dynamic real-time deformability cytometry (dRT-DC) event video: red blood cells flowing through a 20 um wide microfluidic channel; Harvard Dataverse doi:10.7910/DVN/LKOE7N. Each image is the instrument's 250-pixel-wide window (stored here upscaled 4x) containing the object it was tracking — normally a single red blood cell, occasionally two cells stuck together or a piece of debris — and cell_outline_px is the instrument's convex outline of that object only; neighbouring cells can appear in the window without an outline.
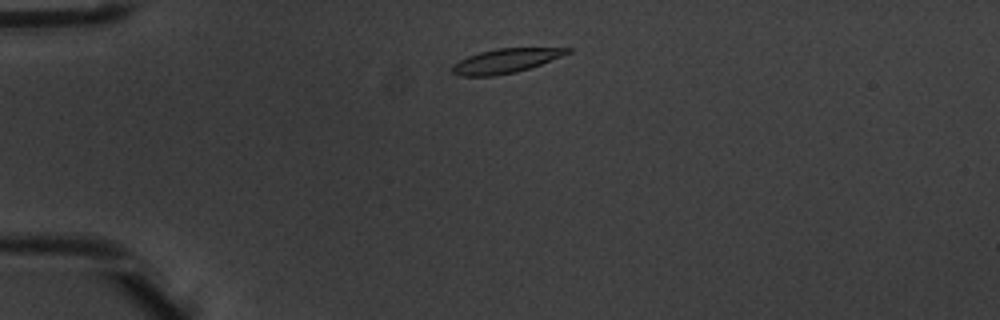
{"species": "common noctule bat (a hibernating species)", "species_latin": "Nyctalus noctula", "temperature_condition": "warm", "stored_images_in_passage": 2, "camera_frame_rate_fps": 3000, "um_per_image_px": 0.085, "animal": {"sex": "male", "body_mass_g": 20.1, "forearm_length_mm": 53.5}, "frame": {"image": 1, "passage_image": 1, "time_ms": 0.0, "image_size_px": [1000, 320], "cell_outline_px": [[572, 52], [540, 64], [516, 72], [496, 76], [460, 76], [452, 72], [452, 64], [468, 56], [480, 52], [496, 48], [572, 48]], "centroid_in_image_um": [42.95, 5.17], "position_along_channel_um": 42.0, "area_um2": 16.18}}